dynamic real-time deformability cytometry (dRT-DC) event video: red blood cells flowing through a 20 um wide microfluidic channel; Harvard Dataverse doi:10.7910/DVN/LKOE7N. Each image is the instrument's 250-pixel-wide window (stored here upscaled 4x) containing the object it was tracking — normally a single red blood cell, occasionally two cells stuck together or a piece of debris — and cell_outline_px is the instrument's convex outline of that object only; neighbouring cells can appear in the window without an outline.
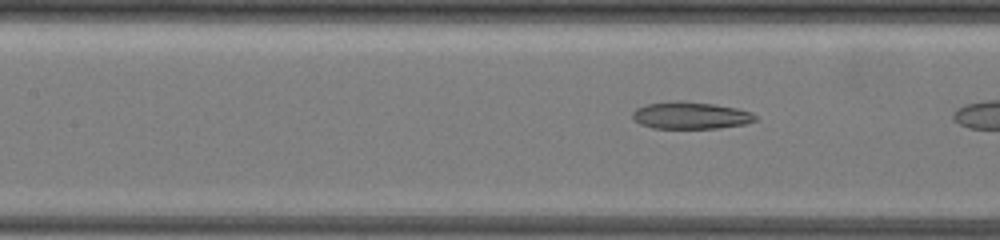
{"species": "common noctule bat (a hibernating species)", "species_latin": "Nyctalus noctula", "temperature_condition": "warm", "stored_images_in_passage": 10, "camera_frame_rate_fps": 3000, "um_per_image_px": 0.085, "animal": {"sex": "female", "body_mass_g": 19.5, "forearm_length_mm": 54.1}, "frame": {"image": 1, "passage_image": 9, "time_ms": 2.0, "image_size_px": [1000, 240], "cell_outline_px": [[756, 120], [744, 124], [720, 128], [652, 128], [640, 124], [632, 120], [632, 112], [636, 108], [648, 104], [676, 100], [680, 100], [716, 104], [736, 108], [752, 112], [756, 116]], "centroid_in_image_um": [58.68, 9.81], "position_along_channel_um": 148.7, "area_um2": 19.54}}